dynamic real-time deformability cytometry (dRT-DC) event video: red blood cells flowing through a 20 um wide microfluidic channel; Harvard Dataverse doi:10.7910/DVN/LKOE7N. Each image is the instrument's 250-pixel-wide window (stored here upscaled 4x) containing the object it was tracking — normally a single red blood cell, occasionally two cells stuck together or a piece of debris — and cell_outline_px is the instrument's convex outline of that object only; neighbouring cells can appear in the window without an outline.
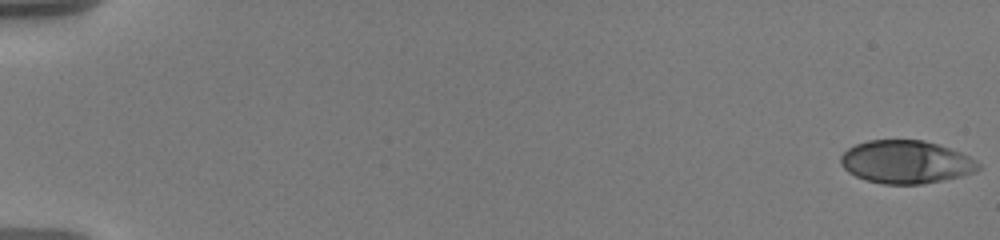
{"species": "human", "species_latin": "Homo sapiens", "temperature_condition": "warm", "stored_images_in_passage": 58, "camera_frame_rate_fps": 3000, "um_per_image_px": 0.085, "donor": {"sex": "male"}, "frame": {"image": 1, "passage_image": 1, "time_ms": 0.0, "image_size_px": [1000, 240], "cell_outline_px": [[980, 168], [972, 172], [960, 176], [924, 184], [884, 184], [868, 180], [856, 176], [848, 172], [840, 164], [840, 156], [848, 148], [856, 144], [868, 140], [924, 140], [960, 152], [968, 156], [980, 164]], "centroid_in_image_um": [76.97, 13.76], "position_along_channel_um": 8.0, "area_um2": 34.22}}
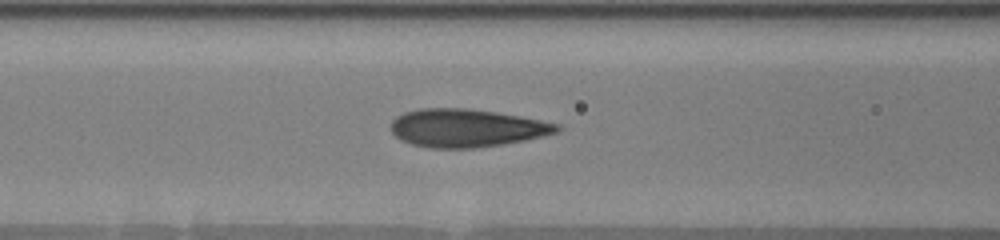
{"frame": {"image": 2, "passage_image": 26, "time_ms": 8.333, "image_size_px": [1000, 240], "cell_outline_px": [[564, 128], [556, 132], [524, 140], [500, 144], [472, 148], [432, 148], [412, 144], [400, 140], [388, 128], [392, 120], [396, 116], [404, 112], [420, 108], [464, 108], [496, 112], [520, 116], [560, 124]], "centroid_in_image_um": [39.61, 10.87], "position_along_channel_um": 127.0, "area_um2": 36.76}}
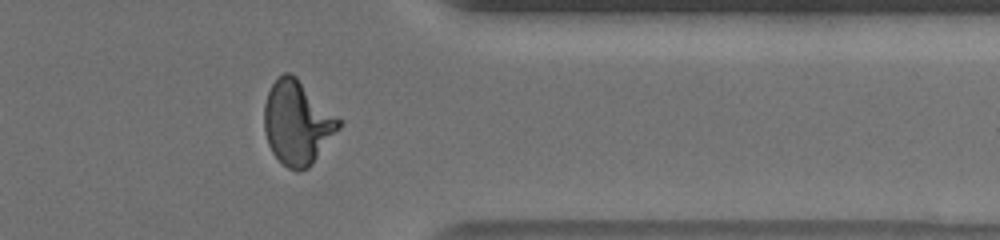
{"frame": {"image": 3, "passage_image": 48, "time_ms": 15.667, "image_size_px": [1000, 240], "cell_outline_px": [[344, 124], [312, 164], [308, 168], [300, 172], [296, 172], [288, 168], [272, 152], [268, 144], [264, 132], [264, 104], [268, 92], [272, 84], [284, 72], [292, 72], [344, 120]], "centroid_in_image_um": [25.32, 10.42], "position_along_channel_um": 386.1, "area_um2": 37.11}, "authors_computed_cell_mechanics": {"area_um2": 35.2869, "velocity_mm_per_s": 3.6114, "shape_relaxation_time_tau1_ms": 5.7102, "shape_relaxation_time_tau2_ms": null, "deformation_change_tau1": 0.2367, "deformation_change_tau2": null}}